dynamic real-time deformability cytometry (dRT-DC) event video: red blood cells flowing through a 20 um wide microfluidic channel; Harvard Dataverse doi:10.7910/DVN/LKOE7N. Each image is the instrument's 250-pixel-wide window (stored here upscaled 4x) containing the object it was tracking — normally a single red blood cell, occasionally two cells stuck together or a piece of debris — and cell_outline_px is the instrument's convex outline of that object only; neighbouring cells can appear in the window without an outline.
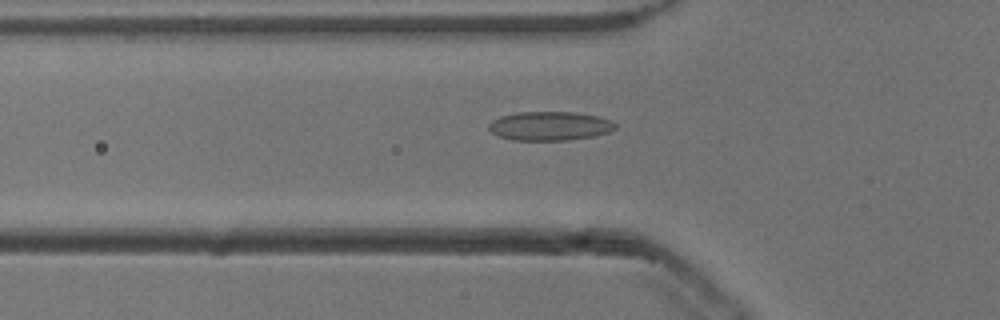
{"species": "common noctule bat (a hibernating species)", "species_latin": "Nyctalus noctula", "temperature_condition": "cold", "stored_images_in_passage": 53, "camera_frame_rate_fps": 3000, "um_per_image_px": 0.085, "animal": {"sex": "male", "body_mass_g": 13.3}, "frame": {"image": 1, "passage_image": 18, "time_ms": 5.667, "image_size_px": [1000, 320], "cell_outline_px": [[616, 128], [608, 132], [596, 136], [568, 140], [512, 140], [500, 136], [492, 132], [488, 128], [488, 124], [492, 120], [500, 116], [520, 112], [576, 112], [600, 116], [612, 120], [616, 124]], "centroid_in_image_um": [46.77, 10.7], "position_along_channel_um": 79.0, "area_um2": 21.5}}
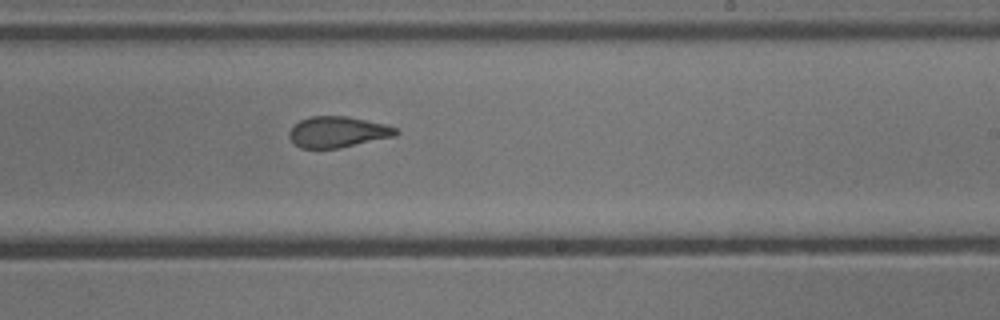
{"frame": {"image": 2, "passage_image": 32, "time_ms": 10.333, "image_size_px": [1000, 320], "cell_outline_px": [[400, 132], [396, 136], [340, 148], [300, 148], [288, 136], [288, 132], [292, 124], [308, 116], [348, 116], [384, 124], [396, 128]], "centroid_in_image_um": [28.69, 11.21], "position_along_channel_um": 260.3, "area_um2": 19.42}}
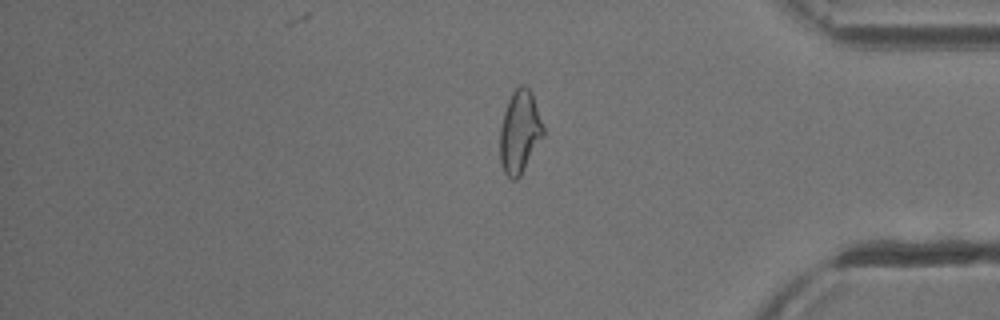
{"frame": {"image": 3, "passage_image": 44, "time_ms": 14.333, "image_size_px": [1000, 320], "cell_outline_px": [[544, 136], [520, 176], [516, 180], [512, 180], [504, 172], [500, 160], [500, 128], [504, 112], [508, 100], [512, 92], [520, 84], [524, 84], [532, 92], [544, 128]], "centroid_in_image_um": [44.18, 11.2], "position_along_channel_um": 391.0, "area_um2": 20.92}, "authors_computed_cell_mechanics": {"area_um2": 20.9236, "velocity_mm_per_s": 3.8607, "shape_relaxation_time_tau1_ms": null, "shape_relaxation_time_tau2_ms": 1.8065, "deformation_change_tau1": null, "deformation_change_tau2": 0.0931}}